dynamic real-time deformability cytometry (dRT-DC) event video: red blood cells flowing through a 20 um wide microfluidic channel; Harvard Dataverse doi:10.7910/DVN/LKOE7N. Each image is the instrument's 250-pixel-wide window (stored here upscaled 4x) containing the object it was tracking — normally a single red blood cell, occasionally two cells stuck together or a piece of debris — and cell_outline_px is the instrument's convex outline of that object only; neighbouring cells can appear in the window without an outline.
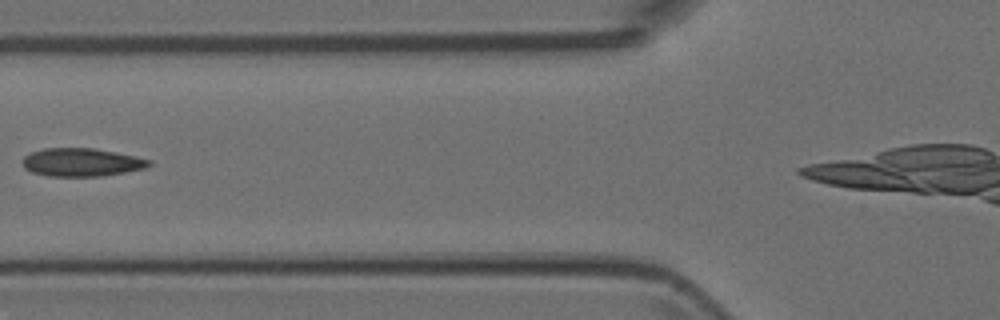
{"species": "Egyptian fruit bat (a non-hibernating species)", "species_latin": "Rousettus aegyptiacus", "temperature_condition": "room temperature", "stored_images_in_passage": 5, "camera_frame_rate_fps": 3000, "um_per_image_px": 0.085, "animal": {"sex": "female"}, "frame": {"image": 1, "passage_image": 4, "time_ms": 1.0, "image_size_px": [1000, 320], "cell_outline_px": [[152, 164], [148, 168], [100, 176], [48, 176], [32, 172], [24, 168], [24, 156], [32, 152], [44, 148], [92, 148], [136, 156], [152, 160]], "centroid_in_image_um": [6.97, 13.79], "position_along_channel_um": 118.8, "area_um2": 20.69}}
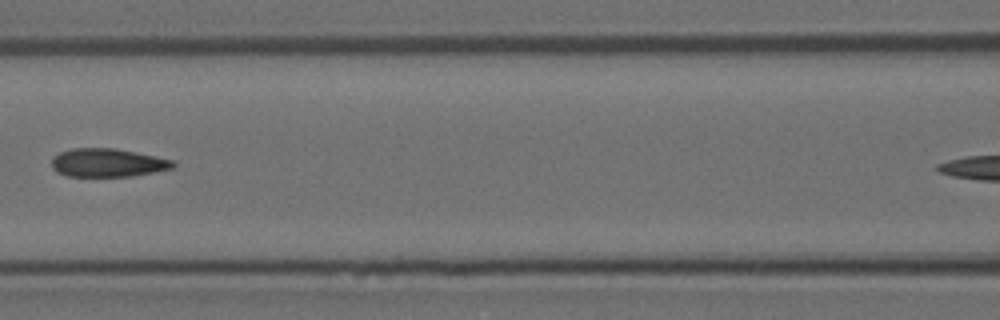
{"frame": {"image": 2, "passage_image": 5, "time_ms": 1.333, "image_size_px": [1000, 320], "cell_outline_px": [[176, 164], [172, 168], [132, 176], [68, 176], [56, 172], [52, 168], [52, 156], [60, 152], [72, 148], [116, 148], [176, 160]], "centroid_in_image_um": [9.14, 13.82], "position_along_channel_um": 157.5, "area_um2": 20.17}}